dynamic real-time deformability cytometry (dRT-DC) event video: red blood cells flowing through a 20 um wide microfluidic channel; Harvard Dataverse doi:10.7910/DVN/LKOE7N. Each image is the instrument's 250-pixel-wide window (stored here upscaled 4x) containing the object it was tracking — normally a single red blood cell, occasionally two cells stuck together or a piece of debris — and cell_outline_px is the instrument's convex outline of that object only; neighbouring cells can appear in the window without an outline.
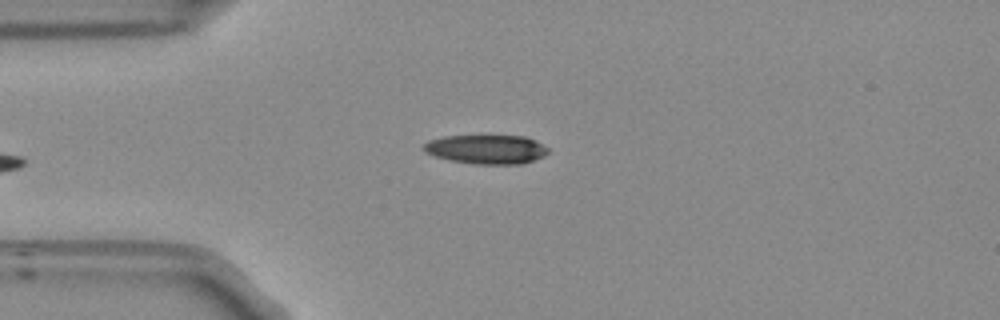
{"species": "Egyptian fruit bat (a non-hibernating species)", "species_latin": "Rousettus aegyptiacus", "temperature_condition": "room temperature", "stored_images_in_passage": 39, "camera_frame_rate_fps": 3000, "um_per_image_px": 0.085, "frame": {"image": 1, "passage_image": 2, "time_ms": 0.333, "image_size_px": [1000, 320], "cell_outline_px": [[548, 152], [544, 156], [520, 164], [476, 164], [448, 160], [436, 156], [428, 152], [424, 148], [424, 144], [428, 140], [444, 136], [524, 136], [536, 140], [548, 148]], "centroid_in_image_um": [41.37, 12.69], "position_along_channel_um": 43.6, "area_um2": 20.92}}
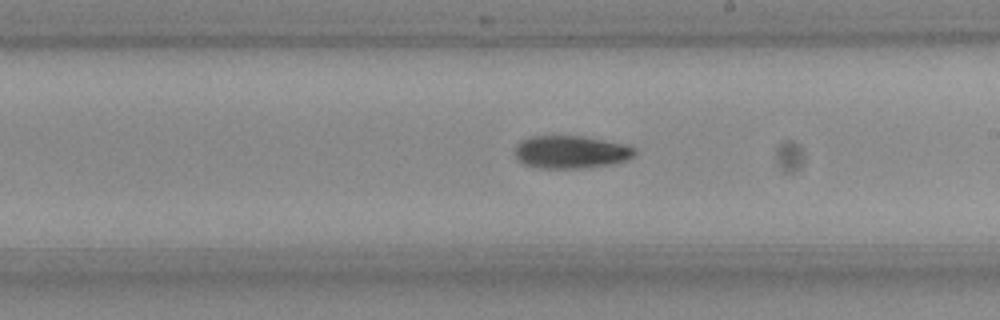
{"frame": {"image": 2, "passage_image": 19, "time_ms": 6.0, "image_size_px": [1000, 320], "cell_outline_px": [[636, 152], [632, 156], [624, 160], [612, 164], [584, 168], [532, 168], [524, 164], [516, 156], [516, 148], [520, 140], [532, 136], [580, 136], [628, 144], [636, 148]], "centroid_in_image_um": [48.53, 12.92], "position_along_channel_um": 240.5, "area_um2": 22.89}}
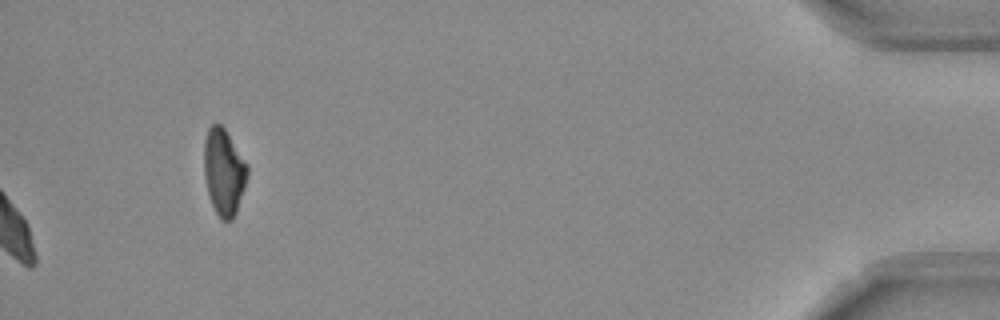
{"frame": {"image": 3, "passage_image": 39, "time_ms": 12.667, "image_size_px": [1000, 320], "cell_outline_px": [[248, 176], [236, 212], [232, 220], [220, 220], [212, 204], [208, 192], [204, 176], [204, 140], [208, 128], [212, 124], [220, 124], [224, 128], [248, 164]], "centroid_in_image_um": [19.03, 14.6], "position_along_channel_um": 416.2, "area_um2": 21.79}, "authors_computed_cell_mechanics": {"area_um2": 22.7154, "velocity_mm_per_s": 3.7629, "shape_relaxation_time_tau1_ms": 5.8046, "shape_relaxation_time_tau2_ms": null, "deformation_change_tau1": 0.1699, "deformation_change_tau2": null}}